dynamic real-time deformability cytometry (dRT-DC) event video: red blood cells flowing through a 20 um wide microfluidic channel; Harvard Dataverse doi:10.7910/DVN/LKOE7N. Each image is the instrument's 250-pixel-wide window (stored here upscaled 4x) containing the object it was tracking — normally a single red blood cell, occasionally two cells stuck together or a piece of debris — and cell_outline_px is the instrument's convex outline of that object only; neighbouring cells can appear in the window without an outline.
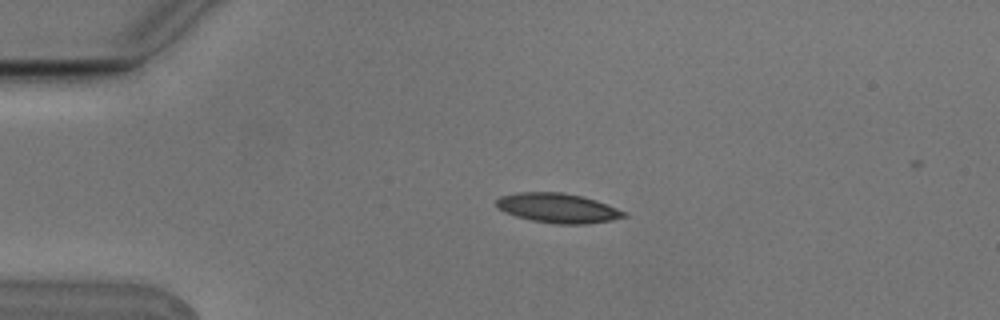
{"species": "Egyptian fruit bat (a non-hibernating species)", "species_latin": "Rousettus aegyptiacus", "temperature_condition": "cold", "stored_images_in_passage": 4, "camera_frame_rate_fps": 3000, "um_per_image_px": 0.085, "animal": {"sex": "male"}, "frame": {"image": 1, "passage_image": 3, "time_ms": 0.667, "image_size_px": [1000, 320], "cell_outline_px": [[628, 216], [612, 220], [584, 224], [556, 224], [532, 220], [516, 216], [504, 212], [496, 204], [496, 200], [500, 196], [520, 192], [560, 192], [580, 196], [596, 200], [616, 208], [624, 212]], "centroid_in_image_um": [47.4, 17.69], "position_along_channel_um": 37.6, "area_um2": 21.73}}